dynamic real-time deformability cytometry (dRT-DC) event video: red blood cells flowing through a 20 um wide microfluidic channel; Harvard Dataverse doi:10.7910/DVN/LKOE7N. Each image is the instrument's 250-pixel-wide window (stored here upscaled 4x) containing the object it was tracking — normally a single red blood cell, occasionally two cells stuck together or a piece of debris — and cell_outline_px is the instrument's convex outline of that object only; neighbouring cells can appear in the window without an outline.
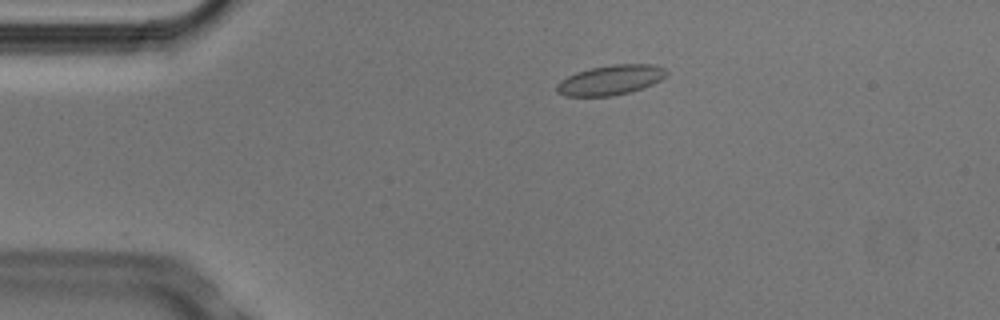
{"species": "Egyptian fruit bat (a non-hibernating species)", "species_latin": "Rousettus aegyptiacus", "temperature_condition": "cold", "stored_images_in_passage": 2, "camera_frame_rate_fps": 3000, "um_per_image_px": 0.085, "animal": {"sex": "male"}, "frame": {"image": 1, "passage_image": 1, "time_ms": 0.0, "image_size_px": [1000, 320], "cell_outline_px": [[668, 72], [660, 80], [652, 84], [632, 92], [612, 96], [564, 96], [556, 92], [556, 84], [560, 80], [576, 72], [592, 68], [612, 64], [652, 64], [664, 68]], "centroid_in_image_um": [51.87, 6.81], "position_along_channel_um": 33.1, "area_um2": 19.13}}